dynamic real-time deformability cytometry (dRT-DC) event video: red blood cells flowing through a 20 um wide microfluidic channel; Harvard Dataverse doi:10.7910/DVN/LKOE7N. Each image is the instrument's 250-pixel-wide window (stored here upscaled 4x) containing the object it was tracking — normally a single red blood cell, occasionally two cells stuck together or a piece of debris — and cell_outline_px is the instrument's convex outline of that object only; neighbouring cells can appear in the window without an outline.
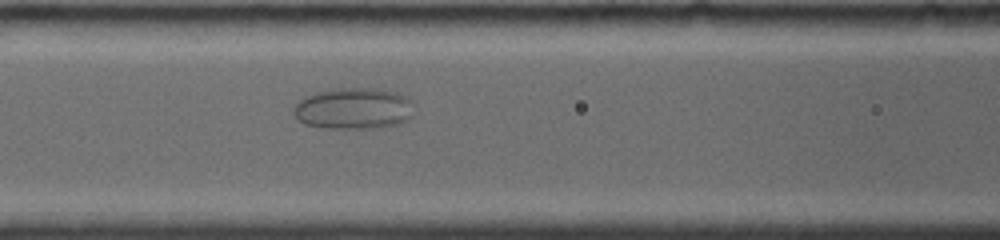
{"species": "common noctule bat (a hibernating species)", "species_latin": "Nyctalus noctula", "temperature_condition": "room temperature", "stored_images_in_passage": 21, "camera_frame_rate_fps": 4000, "um_per_image_px": 0.085, "animal": {"sex": "female", "body_mass_g": 19.0, "forearm_length_mm": 56.7}, "frame": {"image": 1, "passage_image": 21, "time_ms": 7.5, "image_size_px": [1000, 240], "cell_outline_px": [[412, 116], [408, 120], [396, 124], [380, 128], [324, 128], [304, 124], [296, 116], [296, 104], [300, 100], [316, 92], [340, 88], [364, 88], [392, 92], [404, 96], [412, 104]], "centroid_in_image_um": [30.07, 9.25], "position_along_channel_um": 136.5, "area_um2": 28.44}}